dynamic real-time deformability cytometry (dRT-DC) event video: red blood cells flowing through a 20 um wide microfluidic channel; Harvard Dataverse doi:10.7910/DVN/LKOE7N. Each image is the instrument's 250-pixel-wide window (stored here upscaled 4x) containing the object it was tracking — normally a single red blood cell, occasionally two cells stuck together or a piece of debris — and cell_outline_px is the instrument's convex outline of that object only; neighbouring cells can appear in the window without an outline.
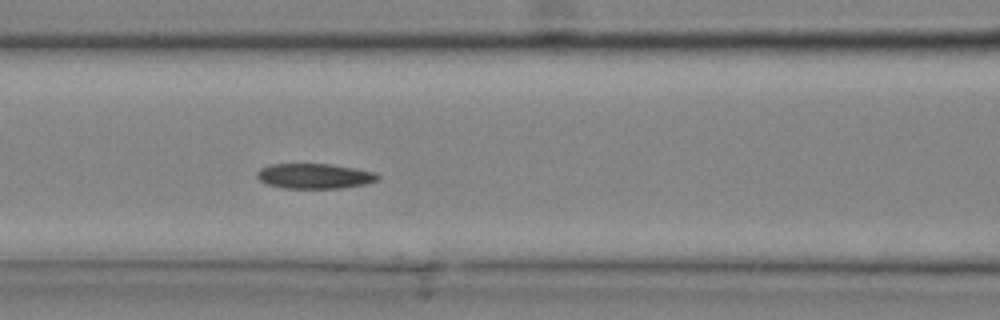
{"species": "common noctule bat (a hibernating species)", "species_latin": "Nyctalus noctula", "temperature_condition": "cold", "stored_images_in_passage": 36, "camera_frame_rate_fps": 3000, "um_per_image_px": 0.085, "animal": {"sex": "male", "body_mass_g": 20.4}, "frame": {"image": 1, "passage_image": 16, "time_ms": 5.0, "image_size_px": [1000, 320], "cell_outline_px": [[380, 180], [368, 184], [340, 188], [284, 188], [268, 184], [260, 180], [256, 176], [256, 172], [260, 168], [268, 164], [332, 164], [356, 168], [376, 172], [380, 176]], "centroid_in_image_um": [26.78, 14.96], "position_along_channel_um": 139.8, "area_um2": 17.92}}
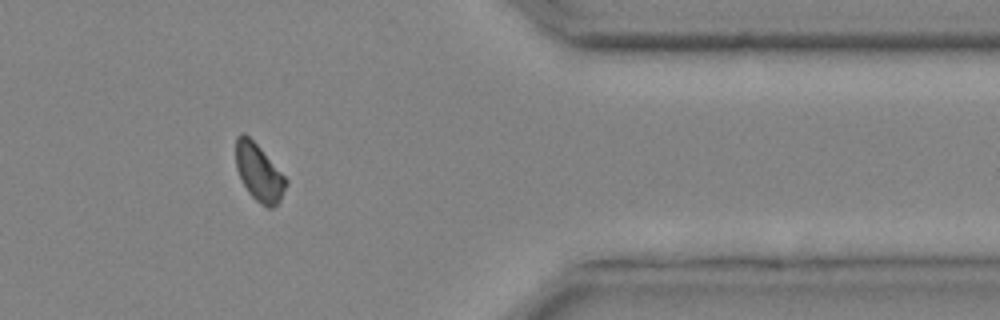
{"frame": {"image": 2, "passage_image": 31, "time_ms": 10.0, "image_size_px": [1000, 320], "cell_outline_px": [[288, 184], [280, 200], [272, 208], [268, 208], [256, 200], [248, 192], [236, 168], [236, 136], [240, 132], [244, 132], [260, 148], [288, 180]], "centroid_in_image_um": [22.01, 14.66], "position_along_channel_um": 389.4, "area_um2": 16.47}}